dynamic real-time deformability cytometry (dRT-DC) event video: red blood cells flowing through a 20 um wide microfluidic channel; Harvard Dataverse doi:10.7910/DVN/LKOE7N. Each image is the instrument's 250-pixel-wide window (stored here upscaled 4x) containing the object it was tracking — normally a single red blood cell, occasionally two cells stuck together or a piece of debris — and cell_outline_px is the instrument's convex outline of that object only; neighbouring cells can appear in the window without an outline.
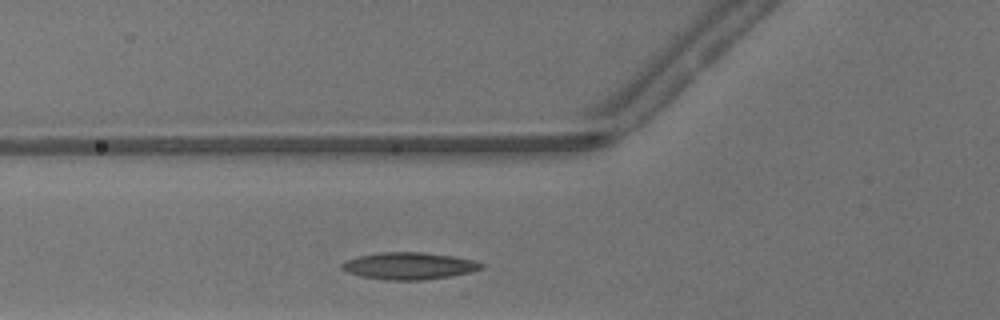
{"species": "common noctule bat (a hibernating species)", "species_latin": "Nyctalus noctula", "temperature_condition": "warm", "stored_images_in_passage": 25, "camera_frame_rate_fps": 3000, "um_per_image_px": 0.085, "animal": {"sex": "male", "body_mass_g": 13.3}, "frame": {"image": 1, "passage_image": 5, "time_ms": 1.333, "image_size_px": [1000, 320], "cell_outline_px": [[484, 268], [472, 272], [448, 276], [420, 280], [384, 280], [360, 276], [348, 272], [340, 268], [340, 264], [348, 260], [360, 256], [380, 252], [420, 252], [452, 256], [472, 260], [484, 264]], "centroid_in_image_um": [34.76, 22.6], "position_along_channel_um": 91.0, "area_um2": 21.79}}
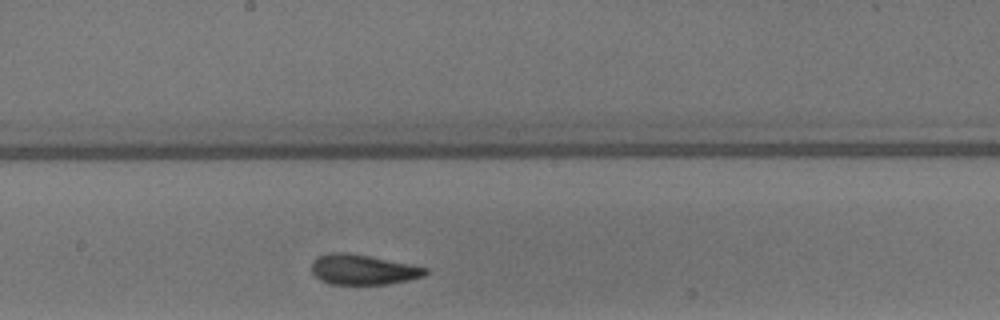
{"frame": {"image": 2, "passage_image": 14, "time_ms": 4.333, "image_size_px": [1000, 320], "cell_outline_px": [[428, 272], [424, 276], [408, 280], [388, 284], [332, 284], [320, 280], [312, 272], [312, 260], [320, 256], [332, 252], [344, 252], [368, 256], [428, 268]], "centroid_in_image_um": [30.84, 22.92], "position_along_channel_um": 217.4, "area_um2": 19.71}}
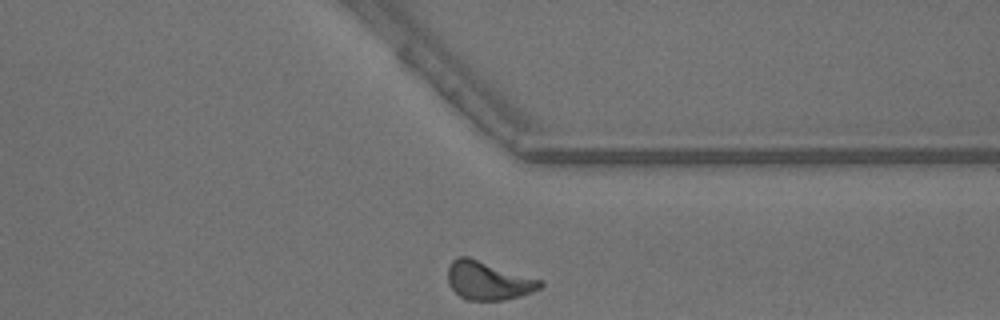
{"frame": {"image": 3, "passage_image": 25, "time_ms": 8.0, "image_size_px": [1000, 320], "cell_outline_px": [[544, 284], [540, 288], [532, 292], [520, 296], [504, 300], [468, 300], [460, 296], [448, 284], [448, 264], [456, 256], [468, 256], [544, 280]], "centroid_in_image_um": [41.51, 23.83], "position_along_channel_um": 369.9, "area_um2": 20.98}, "authors_computed_cell_mechanics": {"area_um2": 20.3456, "velocity_mm_per_s": 4.1926, "shape_relaxation_time_tau1_ms": 6.0332, "shape_relaxation_time_tau2_ms": 1.7225, "deformation_change_tau1": 0.1826, "deformation_change_tau2": 0.0925}}